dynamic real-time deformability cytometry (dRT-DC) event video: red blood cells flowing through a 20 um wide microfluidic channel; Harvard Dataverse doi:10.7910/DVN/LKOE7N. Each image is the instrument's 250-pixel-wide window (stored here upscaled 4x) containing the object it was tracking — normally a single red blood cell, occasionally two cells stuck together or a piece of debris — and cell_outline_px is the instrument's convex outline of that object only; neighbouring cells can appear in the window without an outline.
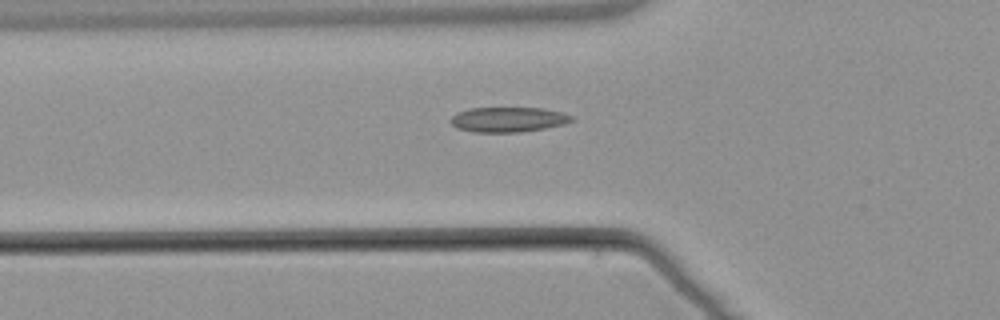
{"species": "common noctule bat (a hibernating species)", "species_latin": "Nyctalus noctula", "temperature_condition": "warm", "stored_images_in_passage": 6, "camera_frame_rate_fps": 3000, "um_per_image_px": 0.085, "animal": {"sex": "male", "body_mass_g": 21.5, "forearm_length_mm": 52.0}, "frame": {"image": 1, "passage_image": 6, "time_ms": 7.0, "image_size_px": [1000, 320], "cell_outline_px": [[576, 120], [564, 124], [544, 128], [520, 132], [472, 132], [456, 128], [448, 120], [456, 112], [468, 108], [544, 108], [564, 112], [576, 116]], "centroid_in_image_um": [43.22, 10.15], "position_along_channel_um": 82.6, "area_um2": 17.98}}